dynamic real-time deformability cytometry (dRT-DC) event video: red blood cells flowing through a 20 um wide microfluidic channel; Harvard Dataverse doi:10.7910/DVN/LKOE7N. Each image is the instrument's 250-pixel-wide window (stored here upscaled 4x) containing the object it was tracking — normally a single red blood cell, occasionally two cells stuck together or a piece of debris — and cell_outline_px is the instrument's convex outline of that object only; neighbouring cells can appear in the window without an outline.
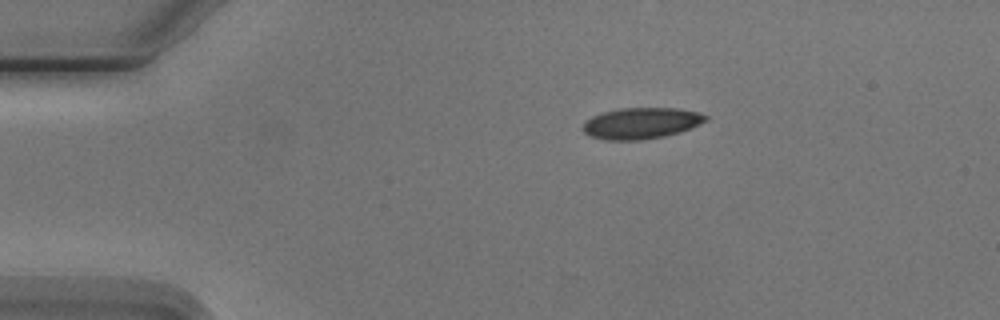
{"species": "Egyptian fruit bat (a non-hibernating species)", "species_latin": "Rousettus aegyptiacus", "temperature_condition": "cold", "stored_images_in_passage": 8, "camera_frame_rate_fps": 3000, "um_per_image_px": 0.085, "animal": {"sex": "male"}, "frame": {"image": 1, "passage_image": 1, "time_ms": 0.0, "image_size_px": [1000, 320], "cell_outline_px": [[708, 120], [692, 128], [680, 132], [664, 136], [640, 140], [604, 140], [592, 136], [584, 132], [580, 128], [584, 120], [592, 116], [604, 112], [620, 108], [676, 108], [700, 112], [708, 116]], "centroid_in_image_um": [54.5, 10.47], "position_along_channel_um": 30.5, "area_um2": 22.54}}
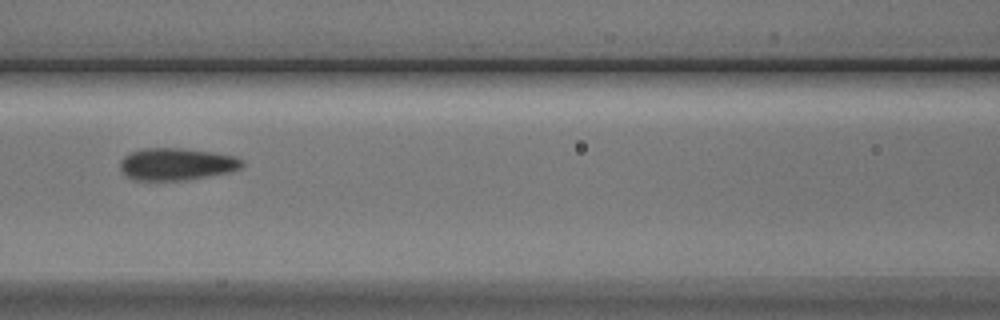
{"frame": {"image": 2, "passage_image": 5, "time_ms": 4.667, "image_size_px": [1000, 320], "cell_outline_px": [[244, 168], [228, 172], [188, 180], [132, 180], [124, 176], [120, 168], [120, 160], [128, 152], [144, 148], [184, 148], [212, 152], [232, 156], [244, 160]], "centroid_in_image_um": [14.97, 13.95], "position_along_channel_um": 151.6, "area_um2": 23.18}}
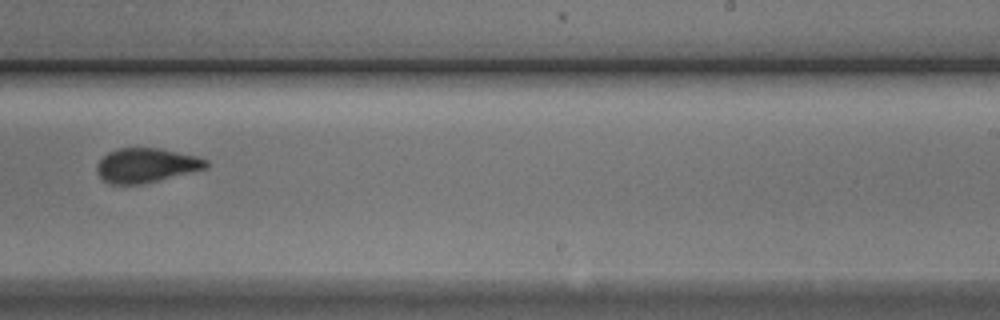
{"frame": {"image": 3, "passage_image": 8, "time_ms": 8.0, "image_size_px": [1000, 320], "cell_outline_px": [[208, 168], [140, 184], [112, 184], [104, 180], [96, 172], [96, 168], [100, 160], [108, 152], [116, 148], [160, 148], [196, 156], [208, 160]], "centroid_in_image_um": [12.43, 14.04], "position_along_channel_um": 276.6, "area_um2": 21.68}}